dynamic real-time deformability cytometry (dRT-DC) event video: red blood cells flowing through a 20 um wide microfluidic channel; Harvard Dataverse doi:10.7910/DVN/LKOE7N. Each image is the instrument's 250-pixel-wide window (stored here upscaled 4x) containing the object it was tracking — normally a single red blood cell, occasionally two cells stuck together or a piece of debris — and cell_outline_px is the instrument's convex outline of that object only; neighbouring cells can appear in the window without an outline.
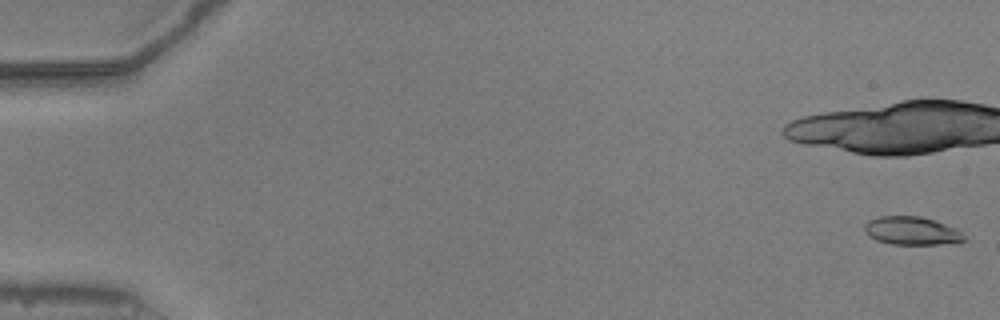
{"species": "common noctule bat (a hibernating species)", "species_latin": "Nyctalus noctula", "temperature_condition": "warm", "stored_images_in_passage": 11, "camera_frame_rate_fps": 3000, "um_per_image_px": 0.085, "animal": {"sex": "male", "body_mass_g": 20.5, "forearm_length_mm": 52.5}, "frame": {"image": 1, "passage_image": 1, "time_ms": 0.0, "image_size_px": [1000, 320], "cell_outline_px": [[964, 240], [956, 244], [892, 244], [876, 240], [868, 236], [864, 232], [864, 224], [868, 220], [880, 216], [920, 216], [956, 228], [964, 236]], "centroid_in_image_um": [77.47, 19.62], "position_along_channel_um": 7.5, "area_um2": 16.42}}